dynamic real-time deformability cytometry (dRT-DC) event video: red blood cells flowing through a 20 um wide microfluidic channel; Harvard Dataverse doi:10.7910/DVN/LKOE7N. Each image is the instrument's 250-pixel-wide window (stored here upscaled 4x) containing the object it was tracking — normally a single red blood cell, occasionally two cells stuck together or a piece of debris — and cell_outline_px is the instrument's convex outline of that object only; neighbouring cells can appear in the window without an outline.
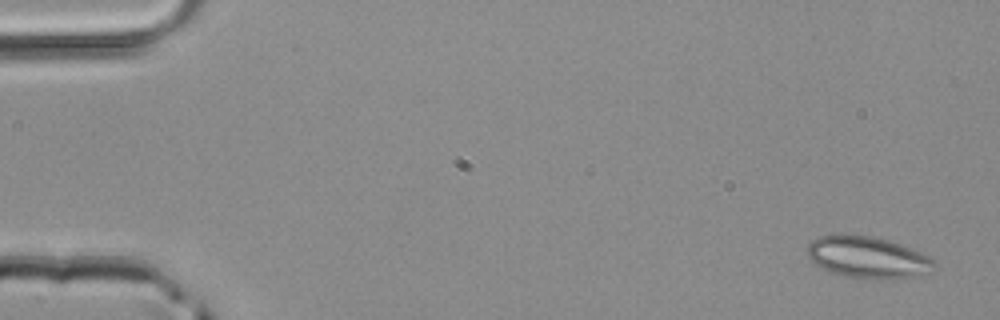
{"species": "common noctule bat (a hibernating species)", "species_latin": "Nyctalus noctula", "temperature_condition": "room temperature", "stored_images_in_passage": 4, "camera_frame_rate_fps": 3000, "um_per_image_px": 0.085, "animal": {"sex": "male", "body_mass_g": 20.4}, "frame": {"image": 1, "passage_image": 1, "time_ms": 0.0, "image_size_px": [1000, 320], "cell_outline_px": [[936, 268], [932, 272], [916, 276], [896, 280], [872, 280], [844, 276], [820, 268], [808, 256], [808, 244], [812, 240], [820, 236], [872, 236], [888, 240], [900, 244], [920, 252], [936, 260]], "centroid_in_image_um": [73.84, 21.93], "position_along_channel_um": 11.2, "area_um2": 30.98}}